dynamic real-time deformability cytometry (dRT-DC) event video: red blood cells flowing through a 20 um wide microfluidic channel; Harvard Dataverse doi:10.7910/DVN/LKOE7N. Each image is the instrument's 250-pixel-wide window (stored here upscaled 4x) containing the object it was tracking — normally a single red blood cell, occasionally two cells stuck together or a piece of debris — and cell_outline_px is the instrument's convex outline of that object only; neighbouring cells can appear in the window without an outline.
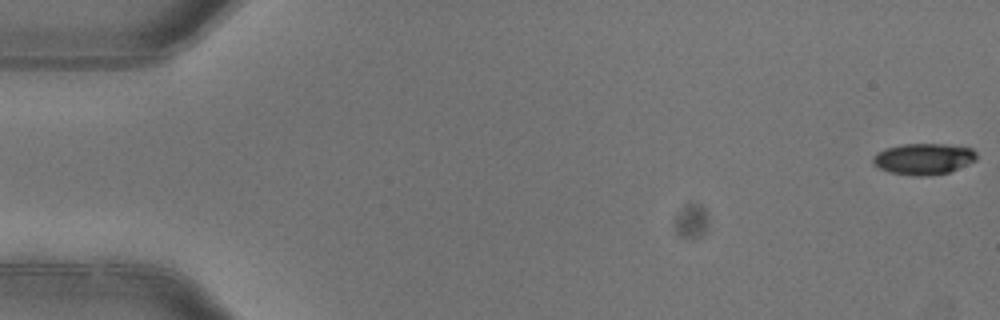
{"species": "common noctule bat (a hibernating species)", "species_latin": "Nyctalus noctula", "temperature_condition": "warm", "stored_images_in_passage": 5, "camera_frame_rate_fps": 3000, "um_per_image_px": 0.085, "animal": {"sex": "female"}, "frame": {"image": 1, "passage_image": 1, "time_ms": 0.0, "image_size_px": [1000, 320], "cell_outline_px": [[976, 160], [968, 164], [948, 172], [924, 176], [916, 176], [888, 172], [872, 164], [872, 156], [876, 152], [884, 148], [904, 144], [944, 144], [972, 148], [976, 152]], "centroid_in_image_um": [78.46, 13.5], "position_along_channel_um": 6.5, "area_um2": 18.9}}
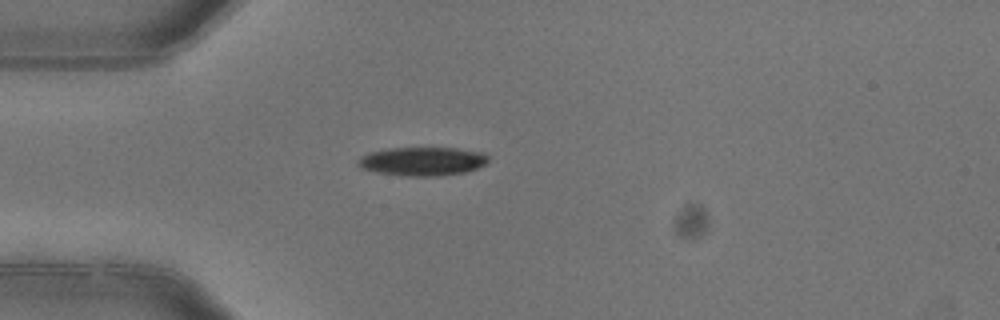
{"frame": {"image": 2, "passage_image": 4, "time_ms": 1.0, "image_size_px": [1000, 320], "cell_outline_px": [[488, 160], [484, 164], [476, 168], [464, 172], [436, 176], [400, 176], [380, 172], [364, 168], [356, 164], [356, 160], [360, 156], [368, 152], [388, 148], [456, 148], [488, 152]], "centroid_in_image_um": [35.91, 13.7], "position_along_channel_um": 49.1, "area_um2": 21.85}}